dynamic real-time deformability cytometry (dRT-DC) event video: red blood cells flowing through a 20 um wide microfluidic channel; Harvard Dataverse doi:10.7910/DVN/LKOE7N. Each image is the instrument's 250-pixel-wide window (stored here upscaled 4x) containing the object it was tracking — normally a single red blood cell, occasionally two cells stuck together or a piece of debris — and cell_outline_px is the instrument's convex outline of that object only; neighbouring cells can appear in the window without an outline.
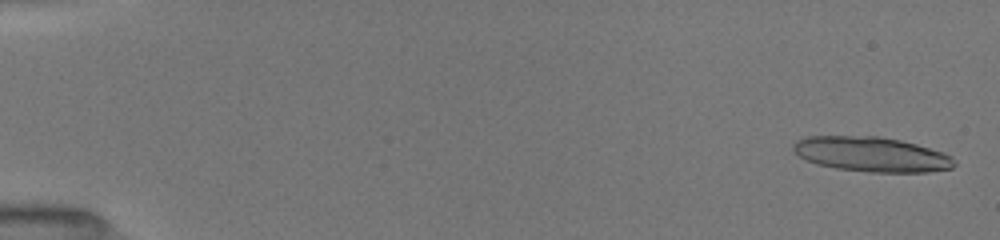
{"species": "common noctule bat (a hibernating species)", "species_latin": "Nyctalus noctula", "temperature_condition": "room temperature", "stored_images_in_passage": 40, "camera_frame_rate_fps": 3000, "um_per_image_px": 0.085, "animal": {"sex": "female", "body_mass_g": 19.5, "forearm_length_mm": 54.1}, "frame": {"image": 1, "passage_image": 2, "time_ms": 0.333, "image_size_px": [1000, 240], "cell_outline_px": [[956, 164], [952, 168], [928, 172], [872, 172], [836, 168], [816, 164], [800, 156], [792, 148], [792, 144], [796, 140], [808, 136], [880, 136], [900, 140], [916, 144], [944, 152], [952, 156]], "centroid_in_image_um": [74.1, 13.11], "position_along_channel_um": 10.9, "area_um2": 32.71}}
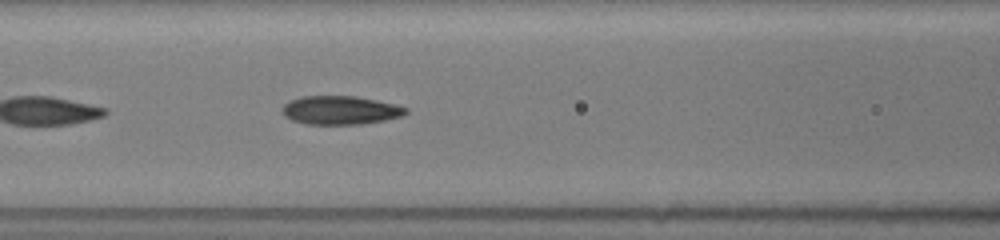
{"frame": {"image": 2, "passage_image": 24, "time_ms": 7.667, "image_size_px": [1000, 240], "cell_outline_px": [[408, 112], [404, 116], [384, 120], [360, 124], [304, 124], [292, 120], [284, 116], [280, 112], [284, 104], [288, 100], [300, 96], [356, 96], [396, 104], [408, 108]], "centroid_in_image_um": [28.91, 9.36], "position_along_channel_um": 137.7, "area_um2": 20.87}}
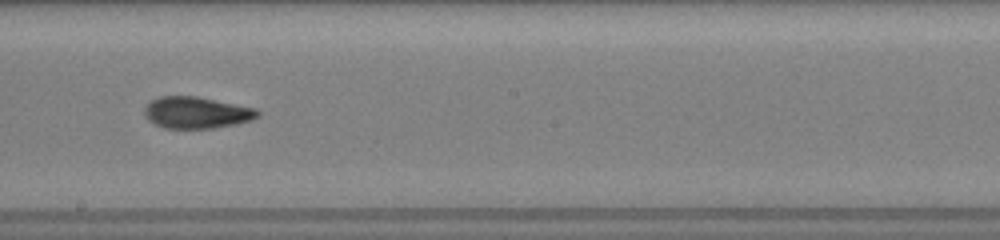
{"frame": {"image": 3, "passage_image": 31, "time_ms": 10.0, "image_size_px": [1000, 240], "cell_outline_px": [[260, 116], [252, 120], [236, 124], [212, 128], [164, 128], [148, 120], [144, 116], [144, 108], [152, 100], [160, 96], [196, 96], [256, 108], [260, 112]], "centroid_in_image_um": [16.71, 9.57], "position_along_channel_um": 231.5, "area_um2": 20.87}}